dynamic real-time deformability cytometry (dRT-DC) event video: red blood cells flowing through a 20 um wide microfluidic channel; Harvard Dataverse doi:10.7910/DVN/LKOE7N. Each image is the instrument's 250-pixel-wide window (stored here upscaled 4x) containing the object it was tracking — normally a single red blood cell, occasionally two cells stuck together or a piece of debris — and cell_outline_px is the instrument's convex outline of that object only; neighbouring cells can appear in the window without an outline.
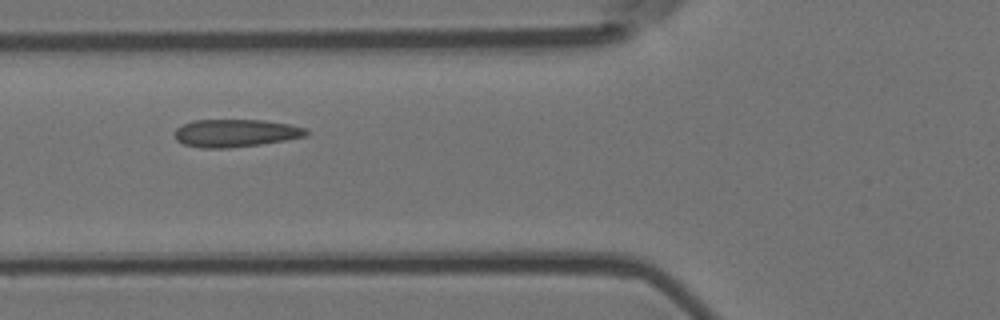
{"species": "Egyptian fruit bat (a non-hibernating species)", "species_latin": "Rousettus aegyptiacus", "temperature_condition": "room temperature", "stored_images_in_passage": 8, "camera_frame_rate_fps": 3000, "um_per_image_px": 0.085, "animal": {"sex": "female"}, "frame": {"image": 1, "passage_image": 7, "time_ms": 2.0, "image_size_px": [1000, 320], "cell_outline_px": [[308, 136], [260, 144], [228, 148], [204, 148], [184, 144], [176, 140], [176, 128], [192, 120], [264, 120], [288, 124], [304, 128], [308, 132]], "centroid_in_image_um": [20.02, 11.31], "position_along_channel_um": 105.8, "area_um2": 21.04}}
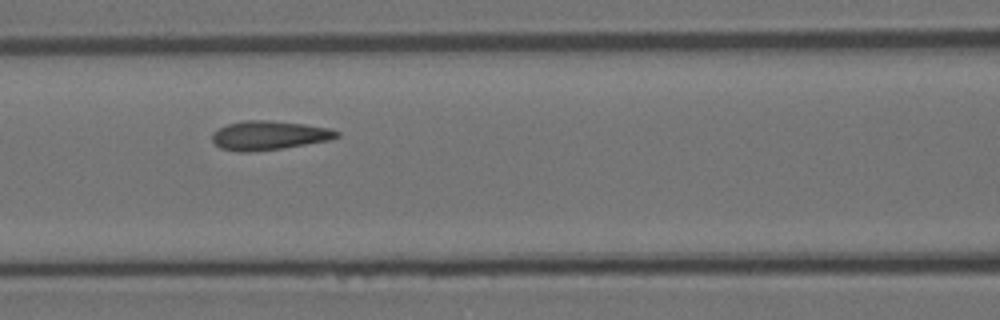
{"frame": {"image": 2, "passage_image": 8, "time_ms": 2.333, "image_size_px": [1000, 320], "cell_outline_px": [[340, 136], [328, 140], [284, 148], [252, 152], [236, 152], [220, 148], [212, 140], [212, 132], [228, 124], [244, 120], [268, 120], [304, 124], [332, 128], [340, 132]], "centroid_in_image_um": [22.86, 11.51], "position_along_channel_um": 143.7, "area_um2": 21.21}}